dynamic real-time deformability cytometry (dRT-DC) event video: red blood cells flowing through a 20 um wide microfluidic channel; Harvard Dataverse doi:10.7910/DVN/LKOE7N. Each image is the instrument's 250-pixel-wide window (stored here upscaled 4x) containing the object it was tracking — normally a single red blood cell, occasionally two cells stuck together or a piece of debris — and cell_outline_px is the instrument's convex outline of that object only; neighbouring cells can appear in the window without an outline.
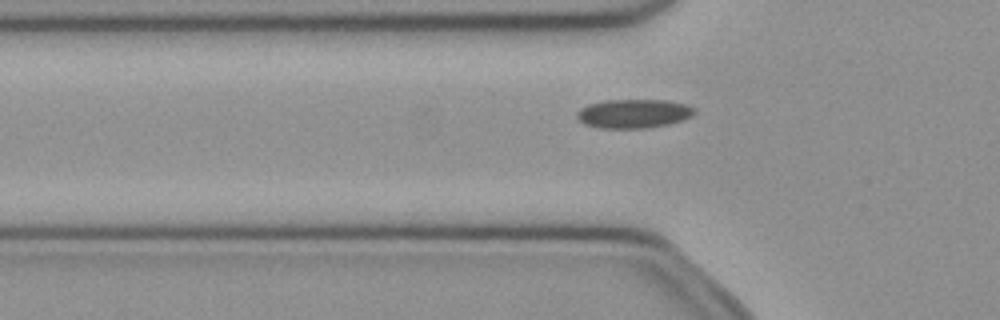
{"species": "common noctule bat (a hibernating species)", "species_latin": "Nyctalus noctula", "temperature_condition": "cold", "stored_images_in_passage": 49, "camera_frame_rate_fps": 3000, "um_per_image_px": 0.085, "animal": {"sex": "female", "body_mass_g": 21.9}, "frame": {"image": 1, "passage_image": 14, "time_ms": 4.333, "image_size_px": [1000, 320], "cell_outline_px": [[696, 112], [692, 116], [684, 120], [668, 124], [648, 128], [600, 128], [584, 124], [576, 120], [576, 112], [580, 108], [588, 104], [608, 100], [664, 100], [684, 104], [696, 108]], "centroid_in_image_um": [53.84, 9.66], "position_along_channel_um": 72.0, "area_um2": 20.0}}
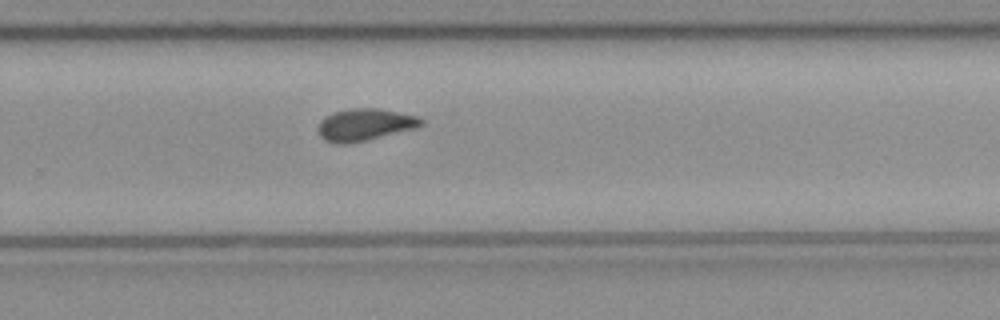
{"frame": {"image": 2, "passage_image": 31, "time_ms": 10.0, "image_size_px": [1000, 320], "cell_outline_px": [[424, 124], [416, 128], [348, 144], [336, 144], [324, 140], [320, 136], [316, 128], [320, 120], [324, 116], [332, 112], [352, 108], [376, 108], [420, 116], [424, 120]], "centroid_in_image_um": [30.98, 10.59], "position_along_channel_um": 298.8, "area_um2": 19.48}}
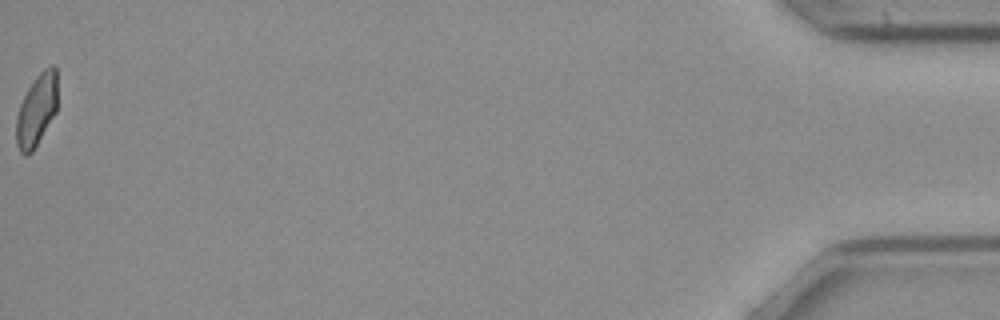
{"frame": {"image": 3, "passage_image": 49, "time_ms": 16.0, "image_size_px": [1000, 320], "cell_outline_px": [[56, 112], [32, 152], [28, 156], [24, 156], [20, 152], [16, 144], [16, 116], [20, 104], [28, 88], [36, 76], [44, 68], [52, 64], [56, 64]], "centroid_in_image_um": [3.09, 9.37], "position_along_channel_um": 432.1, "area_um2": 17.28}, "authors_computed_cell_mechanics": {"area_um2": 18.9006, "velocity_mm_per_s": 3.9879, "shape_relaxation_time_tau1_ms": null, "shape_relaxation_time_tau2_ms": 2.7742, "deformation_change_tau1": null, "deformation_change_tau2": 0.0794}}